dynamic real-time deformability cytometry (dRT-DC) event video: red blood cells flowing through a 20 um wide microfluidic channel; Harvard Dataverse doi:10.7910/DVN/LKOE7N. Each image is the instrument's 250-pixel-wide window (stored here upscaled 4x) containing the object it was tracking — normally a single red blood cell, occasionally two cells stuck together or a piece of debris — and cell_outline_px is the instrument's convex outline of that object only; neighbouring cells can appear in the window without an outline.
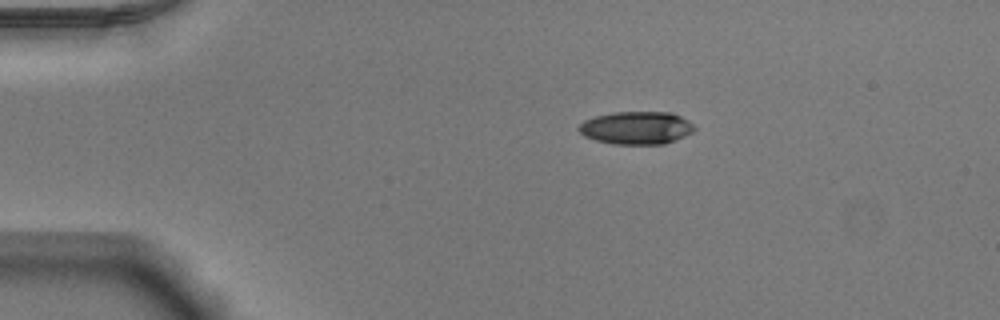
{"species": "Egyptian fruit bat (a non-hibernating species)", "species_latin": "Rousettus aegyptiacus", "temperature_condition": "warm", "stored_images_in_passage": 43, "camera_frame_rate_fps": 3000, "um_per_image_px": 0.085, "animal": {"sex": "male"}, "frame": {"image": 1, "passage_image": 1, "time_ms": 0.0, "image_size_px": [1000, 320], "cell_outline_px": [[696, 128], [692, 132], [684, 136], [664, 144], [612, 144], [596, 140], [584, 136], [576, 128], [584, 120], [596, 116], [612, 112], [672, 112], [688, 120]], "centroid_in_image_um": [54.08, 10.86], "position_along_channel_um": 30.9, "area_um2": 22.14}}
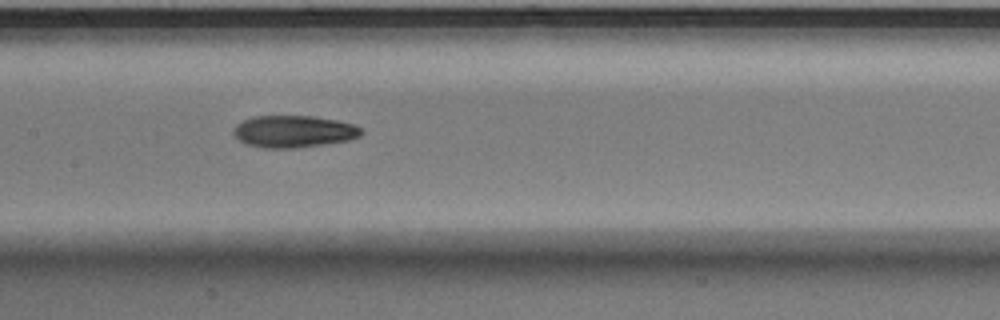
{"frame": {"image": 2, "passage_image": 17, "time_ms": 5.333, "image_size_px": [1000, 320], "cell_outline_px": [[364, 132], [360, 136], [348, 140], [324, 144], [292, 148], [264, 148], [248, 144], [240, 140], [232, 132], [236, 124], [252, 116], [312, 116], [336, 120], [356, 124], [364, 128]], "centroid_in_image_um": [25.01, 11.16], "position_along_channel_um": 182.4, "area_um2": 23.87}}
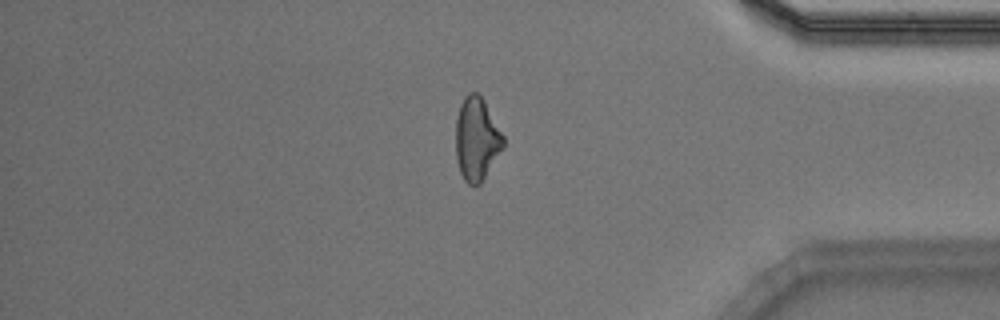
{"frame": {"image": 3, "passage_image": 35, "time_ms": 11.333, "image_size_px": [1000, 320], "cell_outline_px": [[504, 148], [480, 184], [476, 188], [468, 184], [464, 180], [460, 172], [456, 160], [456, 116], [460, 104], [464, 96], [468, 92], [476, 92], [484, 100], [504, 136]], "centroid_in_image_um": [40.51, 11.83], "position_along_channel_um": 394.7, "area_um2": 23.35}, "authors_computed_cell_mechanics": {"area_um2": 23.3512, "velocity_mm_per_s": 3.9172, "shape_relaxation_time_tau1_ms": 7.9582, "shape_relaxation_time_tau2_ms": 2.1009, "deformation_change_tau1": 0.22, "deformation_change_tau2": 0.095}}